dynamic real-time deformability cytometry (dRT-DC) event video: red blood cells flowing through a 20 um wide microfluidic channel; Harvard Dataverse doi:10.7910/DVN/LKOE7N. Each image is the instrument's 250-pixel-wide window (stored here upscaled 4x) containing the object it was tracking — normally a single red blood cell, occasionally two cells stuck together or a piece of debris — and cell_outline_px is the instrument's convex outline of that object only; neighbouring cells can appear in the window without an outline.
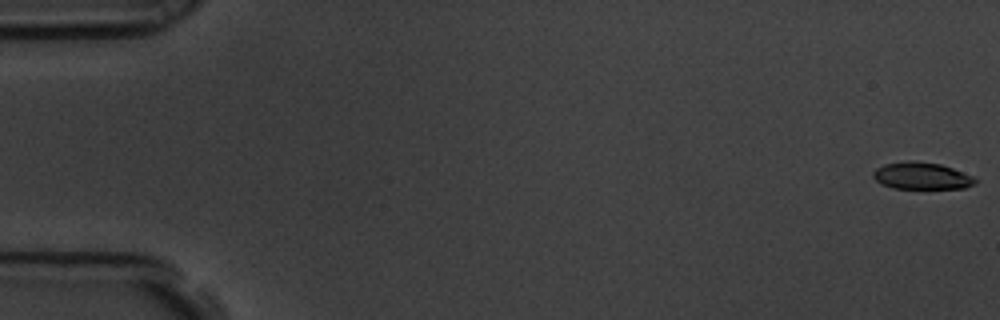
{"species": "common noctule bat (a hibernating species)", "species_latin": "Nyctalus noctula", "temperature_condition": "room temperature", "stored_images_in_passage": 58, "camera_frame_rate_fps": 3000, "um_per_image_px": 0.085, "animal": {"sex": "male", "body_mass_g": 19.5, "forearm_length_mm": 54.6}, "frame": {"image": 1, "passage_image": 1, "time_ms": 0.0, "image_size_px": [1000, 320], "cell_outline_px": [[980, 180], [976, 184], [964, 188], [892, 188], [880, 184], [872, 176], [872, 172], [876, 168], [884, 164], [908, 160], [916, 160], [940, 164], [952, 168], [972, 176]], "centroid_in_image_um": [78.33, 14.94], "position_along_channel_um": 6.7, "area_um2": 16.24}}
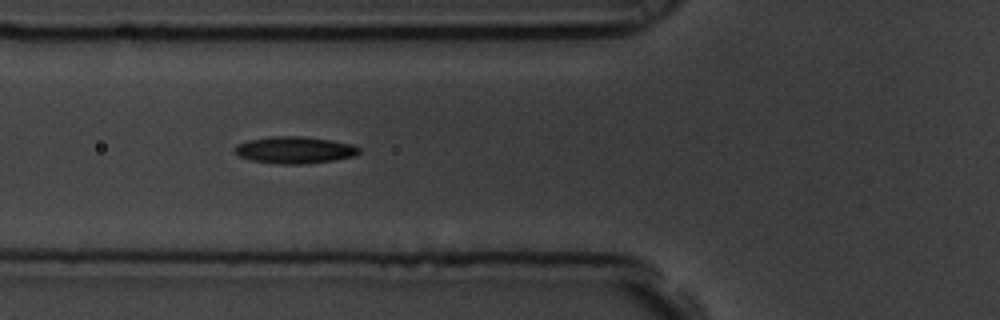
{"frame": {"image": 2, "passage_image": 22, "time_ms": 7.0, "image_size_px": [1000, 320], "cell_outline_px": [[360, 152], [356, 156], [332, 160], [304, 164], [280, 164], [252, 160], [240, 156], [232, 148], [236, 144], [248, 140], [272, 136], [300, 136], [332, 140], [352, 144], [360, 148]], "centroid_in_image_um": [25.05, 12.74], "position_along_channel_um": 100.7, "area_um2": 19.48}}
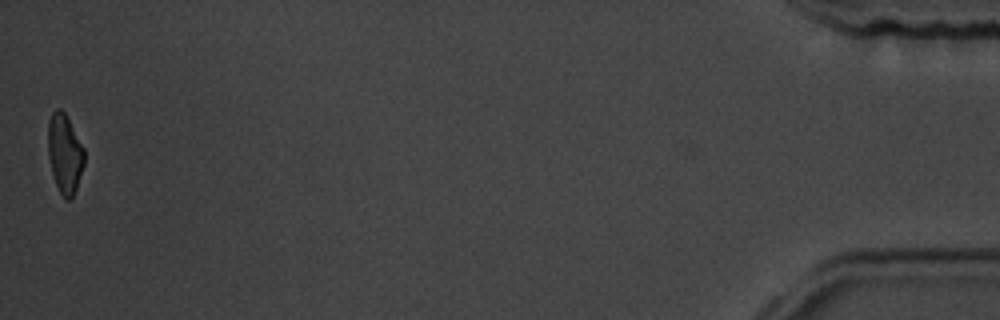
{"frame": {"image": 3, "passage_image": 58, "time_ms": 19.0, "image_size_px": [1000, 320], "cell_outline_px": [[84, 164], [76, 188], [72, 196], [68, 200], [60, 192], [56, 184], [52, 172], [48, 156], [48, 120], [52, 112], [56, 108], [60, 108], [64, 112], [84, 148]], "centroid_in_image_um": [5.49, 13.02], "position_along_channel_um": 429.7, "area_um2": 16.47}, "authors_computed_cell_mechanics": {"area_um2": 18.0914, "velocity_mm_per_s": 3.5453, "shape_relaxation_time_tau1_ms": 4.5697, "shape_relaxation_time_tau2_ms": 4.334, "deformation_change_tau1": 0.1457, "deformation_change_tau2": 0.1192}}